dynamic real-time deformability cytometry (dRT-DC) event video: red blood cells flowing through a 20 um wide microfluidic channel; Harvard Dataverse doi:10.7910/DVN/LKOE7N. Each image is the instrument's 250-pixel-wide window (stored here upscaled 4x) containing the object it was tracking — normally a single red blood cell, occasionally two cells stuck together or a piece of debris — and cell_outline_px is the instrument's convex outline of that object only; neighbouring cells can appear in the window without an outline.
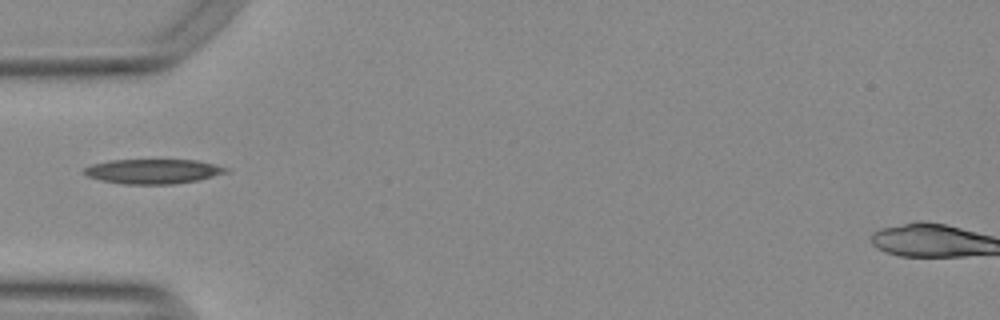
{"species": "Egyptian fruit bat (a non-hibernating species)", "species_latin": "Rousettus aegyptiacus", "temperature_condition": "warm", "stored_images_in_passage": 35, "camera_frame_rate_fps": 3000, "um_per_image_px": 0.085, "animal": {"sex": "female"}, "frame": {"image": 1, "passage_image": 1, "time_ms": 0.0, "image_size_px": [1000, 320], "cell_outline_px": [[232, 172], [200, 180], [172, 184], [124, 184], [100, 180], [88, 176], [84, 172], [84, 168], [92, 164], [112, 160], [196, 160], [232, 168]], "centroid_in_image_um": [13.11, 14.57], "position_along_channel_um": 71.9, "area_um2": 20.58}}
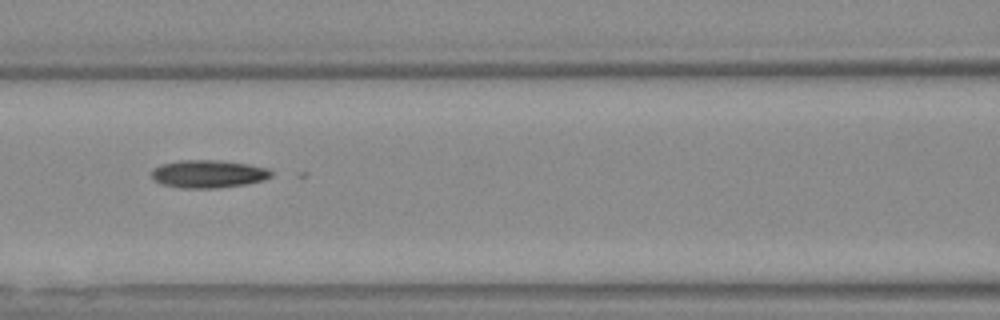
{"frame": {"image": 2, "passage_image": 7, "time_ms": 2.0, "image_size_px": [1000, 320], "cell_outline_px": [[272, 176], [264, 180], [244, 184], [216, 188], [180, 188], [164, 184], [152, 180], [152, 168], [160, 164], [180, 160], [216, 160], [248, 164], [268, 168], [272, 172]], "centroid_in_image_um": [17.68, 14.78], "position_along_channel_um": 148.9, "area_um2": 19.42}}
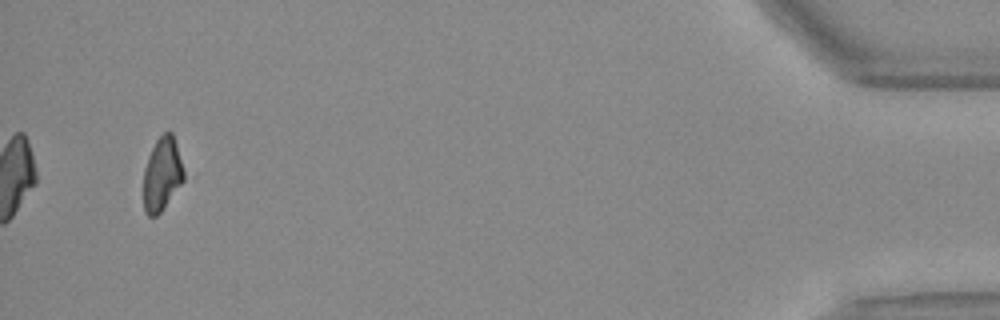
{"frame": {"image": 3, "passage_image": 35, "time_ms": 11.333, "image_size_px": [1000, 320], "cell_outline_px": [[184, 180], [164, 208], [156, 216], [148, 216], [144, 212], [144, 168], [148, 156], [156, 140], [168, 128], [172, 132], [176, 144], [184, 172]], "centroid_in_image_um": [13.77, 14.8], "position_along_channel_um": 421.4, "area_um2": 17.22}, "authors_computed_cell_mechanics": {"area_um2": 19.0162, "velocity_mm_per_s": 3.7839, "shape_relaxation_time_tau1_ms": null, "shape_relaxation_time_tau2_ms": 2.3955, "deformation_change_tau1": null, "deformation_change_tau2": 0.0739}}